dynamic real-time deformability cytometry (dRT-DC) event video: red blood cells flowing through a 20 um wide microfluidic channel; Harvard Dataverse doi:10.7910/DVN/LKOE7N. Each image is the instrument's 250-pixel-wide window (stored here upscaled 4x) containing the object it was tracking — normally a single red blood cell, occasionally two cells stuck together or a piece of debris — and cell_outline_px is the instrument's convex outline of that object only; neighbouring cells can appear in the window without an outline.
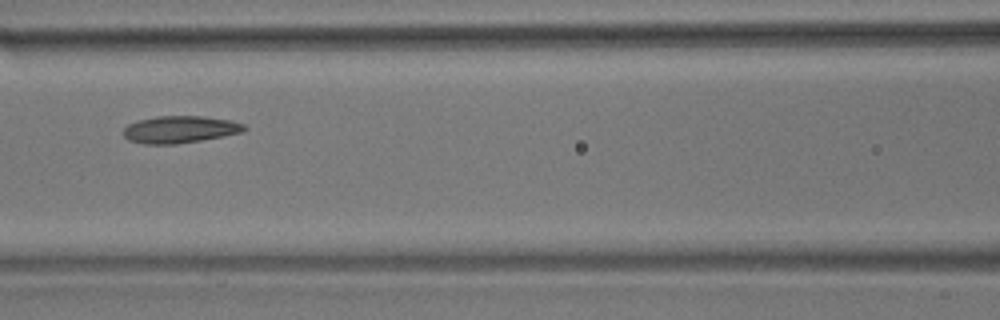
{"species": "common noctule bat (a hibernating species)", "species_latin": "Nyctalus noctula", "temperature_condition": "room temperature", "stored_images_in_passage": 9, "camera_frame_rate_fps": 3000, "um_per_image_px": 0.085, "animal": {"sex": "male", "body_mass_g": 17.9}, "frame": {"image": 1, "passage_image": 6, "time_ms": 5.667, "image_size_px": [1000, 320], "cell_outline_px": [[248, 128], [240, 132], [224, 136], [176, 144], [144, 144], [128, 140], [124, 136], [124, 128], [128, 124], [140, 120], [156, 116], [204, 116], [232, 120], [244, 124]], "centroid_in_image_um": [15.3, 11.0], "position_along_channel_um": 151.3, "area_um2": 19.07}}
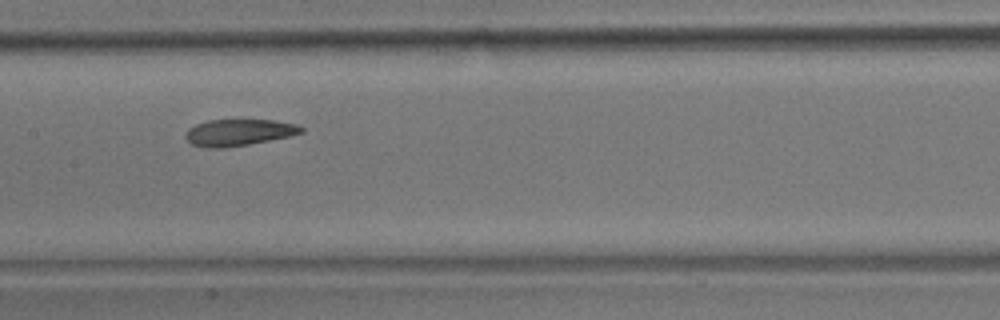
{"frame": {"image": 2, "passage_image": 7, "time_ms": 6.667, "image_size_px": [1000, 320], "cell_outline_px": [[304, 132], [292, 136], [248, 144], [224, 148], [204, 148], [192, 144], [184, 136], [188, 128], [196, 124], [208, 120], [272, 120], [300, 124], [304, 128]], "centroid_in_image_um": [20.32, 11.26], "position_along_channel_um": 187.1, "area_um2": 18.09}}